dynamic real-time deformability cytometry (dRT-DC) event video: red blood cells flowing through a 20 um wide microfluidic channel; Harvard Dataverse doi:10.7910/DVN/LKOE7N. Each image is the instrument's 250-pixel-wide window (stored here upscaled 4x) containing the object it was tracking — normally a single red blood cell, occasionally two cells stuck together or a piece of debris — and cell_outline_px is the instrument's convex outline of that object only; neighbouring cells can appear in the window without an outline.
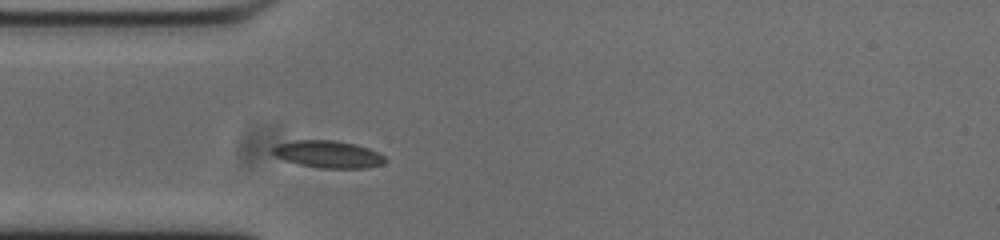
{"species": "common noctule bat (a hibernating species)", "species_latin": "Nyctalus noctula", "temperature_condition": "cold", "stored_images_in_passage": 40, "camera_frame_rate_fps": 3000, "um_per_image_px": 0.085, "animal": {"sex": "male", "body_mass_g": 20.0, "forearm_length_mm": 53.3}, "frame": {"image": 1, "passage_image": 1, "time_ms": 0.0, "image_size_px": [1000, 240], "cell_outline_px": [[388, 160], [384, 164], [368, 168], [320, 168], [300, 164], [284, 160], [276, 156], [272, 152], [272, 148], [276, 144], [292, 140], [336, 140], [356, 144], [368, 148], [384, 156]], "centroid_in_image_um": [27.9, 13.11], "position_along_channel_um": 57.1, "area_um2": 17.98}}
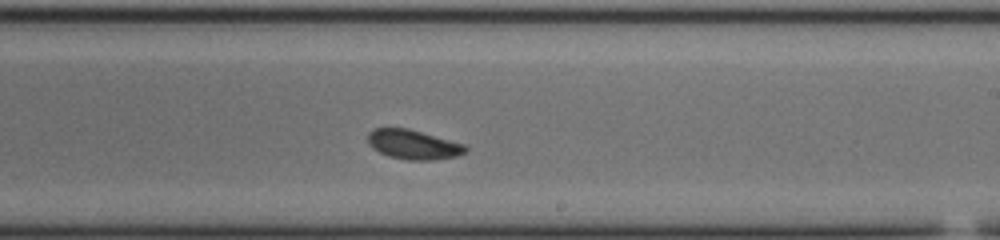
{"frame": {"image": 2, "passage_image": 17, "time_ms": 5.333, "image_size_px": [1000, 240], "cell_outline_px": [[468, 148], [464, 152], [456, 156], [432, 160], [408, 160], [388, 156], [372, 148], [368, 144], [368, 132], [372, 128], [408, 128], [464, 144]], "centroid_in_image_um": [35.09, 12.28], "position_along_channel_um": 253.9, "area_um2": 16.7}}
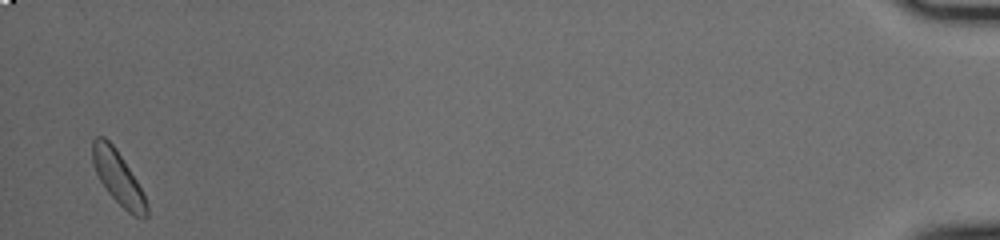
{"frame": {"image": 3, "passage_image": 39, "time_ms": 12.667, "image_size_px": [1000, 240], "cell_outline_px": [[148, 216], [144, 220], [128, 212], [108, 192], [100, 180], [92, 164], [92, 140], [96, 136], [104, 136], [116, 148], [136, 180], [148, 204]], "centroid_in_image_um": [10.03, 15.09], "position_along_channel_um": 425.2, "area_um2": 16.65}, "authors_computed_cell_mechanics": {"area_um2": 16.7331, "velocity_mm_per_s": 3.7137, "shape_relaxation_time_tau1_ms": 4.8842, "shape_relaxation_time_tau2_ms": null, "deformation_change_tau1": 0.1306, "deformation_change_tau2": null}}